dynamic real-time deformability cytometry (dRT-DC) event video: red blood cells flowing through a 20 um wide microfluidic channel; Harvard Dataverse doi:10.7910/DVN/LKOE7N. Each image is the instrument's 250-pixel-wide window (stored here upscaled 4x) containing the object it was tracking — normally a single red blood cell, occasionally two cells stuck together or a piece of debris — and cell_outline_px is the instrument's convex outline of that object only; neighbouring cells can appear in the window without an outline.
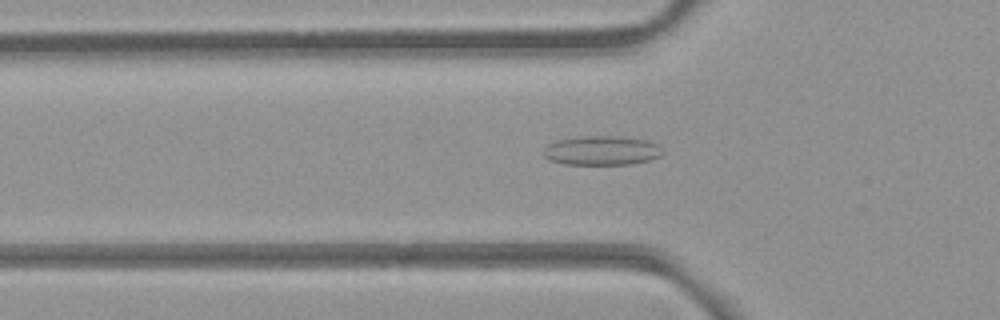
{"species": "common noctule bat (a hibernating species)", "species_latin": "Nyctalus noctula", "temperature_condition": "room temperature", "stored_images_in_passage": 47, "camera_frame_rate_fps": 3000, "um_per_image_px": 0.085, "animal": {"sex": "female", "body_mass_g": 21.9}, "frame": {"image": 1, "passage_image": 14, "time_ms": 4.333, "image_size_px": [1000, 320], "cell_outline_px": [[664, 152], [660, 156], [652, 160], [628, 164], [564, 164], [552, 160], [544, 156], [544, 148], [548, 144], [560, 140], [580, 136], [620, 136], [648, 140], [656, 144]], "centroid_in_image_um": [51.18, 12.79], "position_along_channel_um": 74.6, "area_um2": 20.23}}
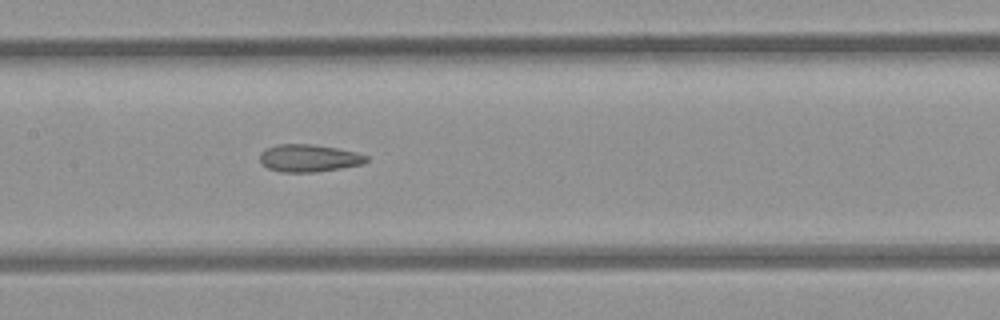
{"frame": {"image": 2, "passage_image": 22, "time_ms": 7.0, "image_size_px": [1000, 320], "cell_outline_px": [[368, 160], [364, 164], [316, 172], [280, 172], [268, 168], [260, 164], [260, 152], [264, 148], [276, 144], [312, 144], [336, 148], [356, 152], [368, 156]], "centroid_in_image_um": [26.22, 13.44], "position_along_channel_um": 181.2, "area_um2": 17.22}}
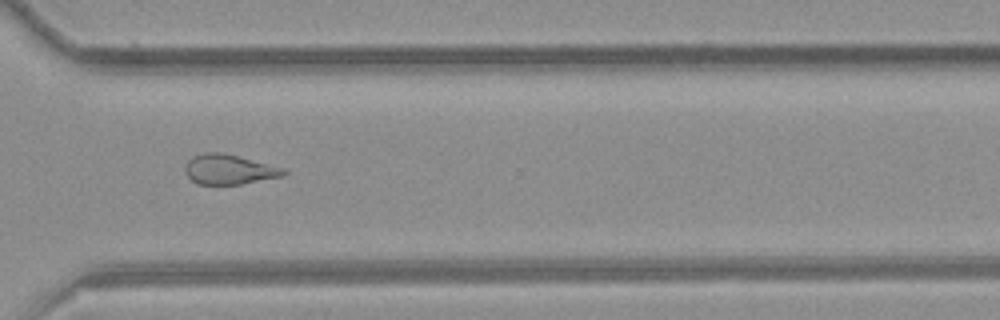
{"frame": {"image": 3, "passage_image": 35, "time_ms": 11.333, "image_size_px": [1000, 320], "cell_outline_px": [[288, 172], [284, 176], [240, 184], [196, 184], [184, 172], [184, 168], [188, 160], [192, 156], [204, 152], [224, 152], [288, 168]], "centroid_in_image_um": [19.51, 14.38], "position_along_channel_um": 351.1, "area_um2": 17.57}}